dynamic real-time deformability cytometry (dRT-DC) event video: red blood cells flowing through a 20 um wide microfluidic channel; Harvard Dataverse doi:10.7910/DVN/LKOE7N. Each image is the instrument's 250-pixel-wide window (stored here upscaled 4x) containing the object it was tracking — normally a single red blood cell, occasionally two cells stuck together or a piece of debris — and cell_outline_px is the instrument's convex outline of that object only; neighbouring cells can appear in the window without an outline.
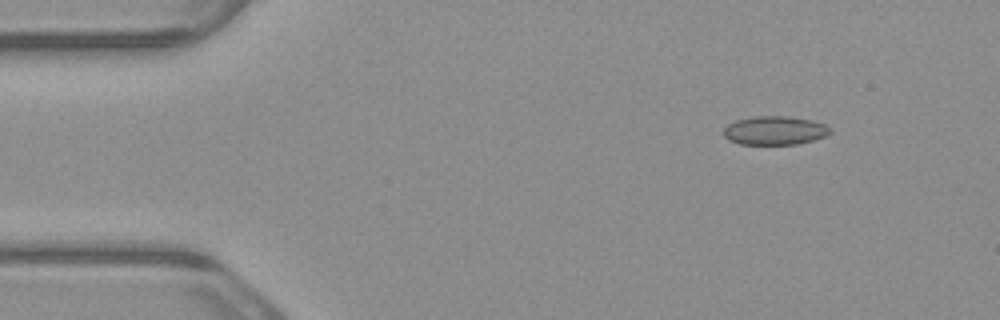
{"species": "common noctule bat (a hibernating species)", "species_latin": "Nyctalus noctula", "temperature_condition": "warm", "stored_images_in_passage": 5, "segment_of_instrument_passage": [1, 2], "camera_frame_rate_fps": 3000, "um_per_image_px": 0.085, "animal": {"sex": "male", "body_mass_g": 23.1, "forearm_length_mm": 52.7}, "frame": {"image": 1, "passage_image": 2, "time_ms": 0.333, "image_size_px": [1000, 320], "cell_outline_px": [[832, 132], [824, 136], [812, 140], [796, 144], [740, 144], [728, 140], [724, 136], [724, 128], [728, 124], [736, 120], [752, 116], [788, 116], [812, 120], [824, 124], [832, 128]], "centroid_in_image_um": [65.85, 11.08], "position_along_channel_um": 19.2, "area_um2": 17.86}}